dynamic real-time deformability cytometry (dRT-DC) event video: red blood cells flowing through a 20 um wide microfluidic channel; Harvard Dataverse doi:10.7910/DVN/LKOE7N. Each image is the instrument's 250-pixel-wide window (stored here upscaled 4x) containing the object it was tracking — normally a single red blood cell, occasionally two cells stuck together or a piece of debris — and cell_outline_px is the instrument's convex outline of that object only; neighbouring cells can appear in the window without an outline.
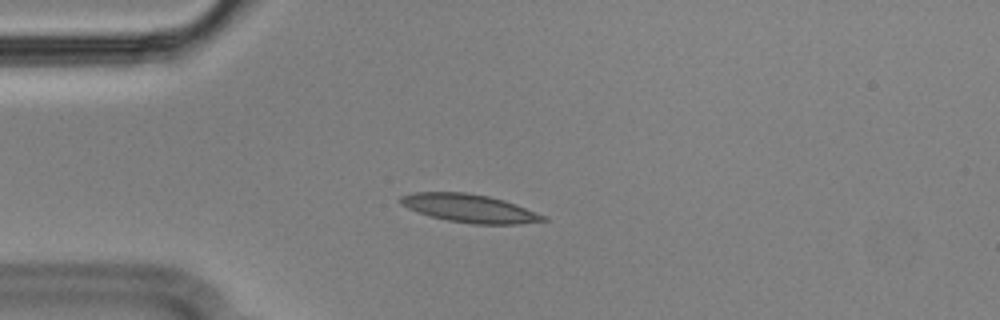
{"species": "Egyptian fruit bat (a non-hibernating species)", "species_latin": "Rousettus aegyptiacus", "temperature_condition": "cold", "stored_images_in_passage": 43, "camera_frame_rate_fps": 3000, "um_per_image_px": 0.085, "animal": {"sex": "male"}, "frame": {"image": 1, "passage_image": 1, "time_ms": 0.0, "image_size_px": [1000, 320], "cell_outline_px": [[548, 220], [520, 224], [472, 224], [448, 220], [416, 212], [400, 204], [396, 200], [400, 196], [412, 192], [464, 192], [488, 196], [504, 200], [516, 204], [548, 216]], "centroid_in_image_um": [39.9, 17.7], "position_along_channel_um": 45.1, "area_um2": 23.64}}
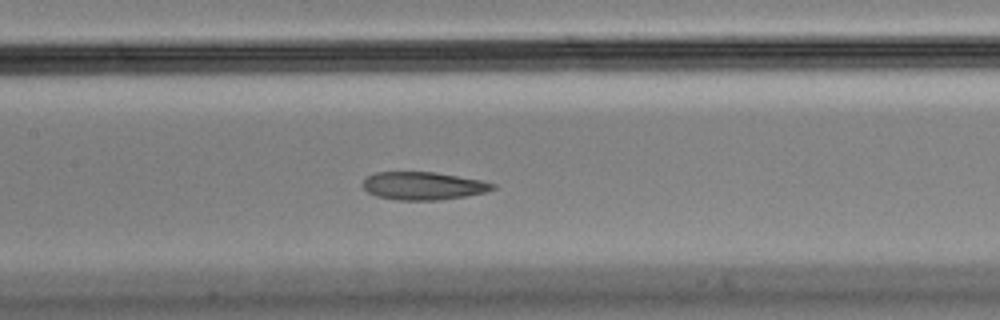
{"frame": {"image": 2, "passage_image": 13, "time_ms": 4.0, "image_size_px": [1000, 320], "cell_outline_px": [[496, 188], [484, 192], [464, 196], [440, 200], [400, 200], [376, 196], [368, 192], [364, 188], [364, 180], [368, 176], [376, 172], [432, 172], [484, 180], [496, 184]], "centroid_in_image_um": [36.0, 15.79], "position_along_channel_um": 171.4, "area_um2": 20.98}}
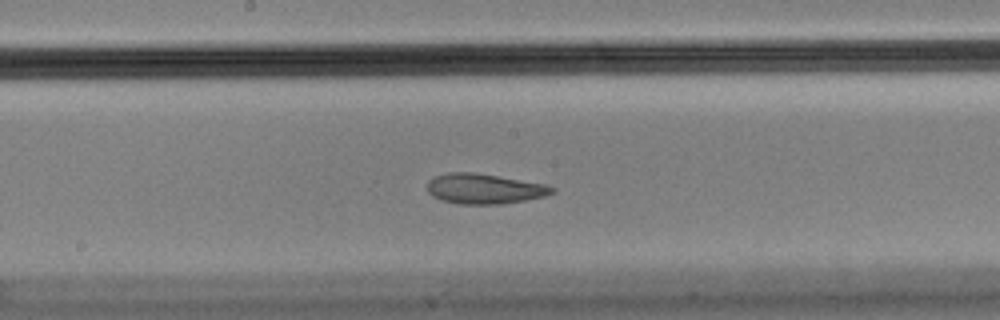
{"frame": {"image": 3, "passage_image": 16, "time_ms": 5.0, "image_size_px": [1000, 320], "cell_outline_px": [[556, 192], [544, 196], [524, 200], [500, 204], [456, 204], [440, 200], [432, 196], [428, 192], [428, 180], [436, 176], [448, 172], [472, 172], [544, 184], [556, 188]], "centroid_in_image_um": [41.13, 16.05], "position_along_channel_um": 207.1, "area_um2": 21.79}, "authors_computed_cell_mechanics": {"area_um2": 23.6402, "velocity_mm_per_s": 3.5663, "shape_relaxation_time_tau1_ms": null, "shape_relaxation_time_tau2_ms": 1.6708, "deformation_change_tau1": null, "deformation_change_tau2": 0.0783}}